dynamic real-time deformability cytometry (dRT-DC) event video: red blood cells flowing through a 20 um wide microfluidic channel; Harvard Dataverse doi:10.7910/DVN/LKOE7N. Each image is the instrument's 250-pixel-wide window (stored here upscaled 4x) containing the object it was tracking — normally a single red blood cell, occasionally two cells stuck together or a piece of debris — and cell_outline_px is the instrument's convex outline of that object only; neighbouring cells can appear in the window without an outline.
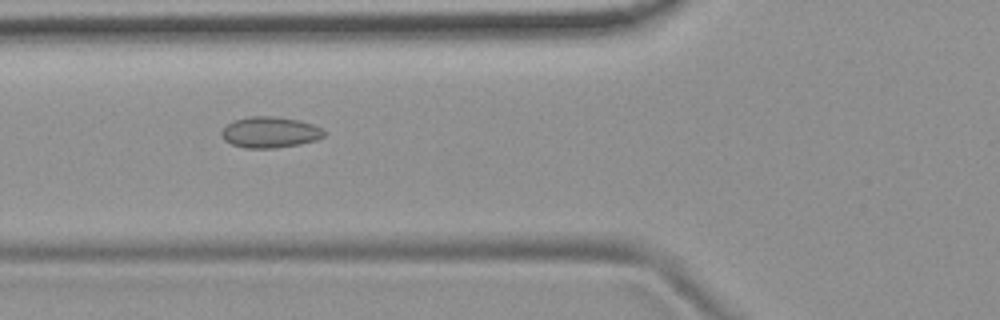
{"species": "common noctule bat (a hibernating species)", "species_latin": "Nyctalus noctula", "temperature_condition": "room temperature", "stored_images_in_passage": 39, "camera_frame_rate_fps": 3000, "um_per_image_px": 0.085, "animal": {"sex": "female", "body_mass_g": 19.9}, "frame": {"image": 1, "passage_image": 5, "time_ms": 1.333, "image_size_px": [1000, 320], "cell_outline_px": [[324, 136], [316, 140], [300, 144], [276, 148], [244, 148], [232, 144], [224, 140], [220, 132], [228, 124], [236, 120], [248, 116], [276, 116], [300, 120], [312, 124], [320, 128], [324, 132]], "centroid_in_image_um": [22.94, 11.24], "position_along_channel_um": 102.9, "area_um2": 18.5}}
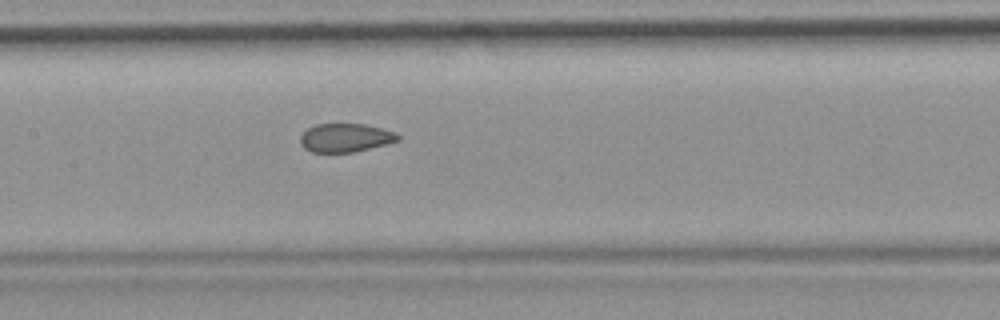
{"frame": {"image": 2, "passage_image": 11, "time_ms": 3.333, "image_size_px": [1000, 320], "cell_outline_px": [[400, 140], [388, 144], [352, 152], [312, 152], [304, 148], [300, 144], [300, 136], [308, 128], [316, 124], [364, 124], [396, 132], [400, 136]], "centroid_in_image_um": [29.37, 11.71], "position_along_channel_um": 178.0, "area_um2": 16.24}}
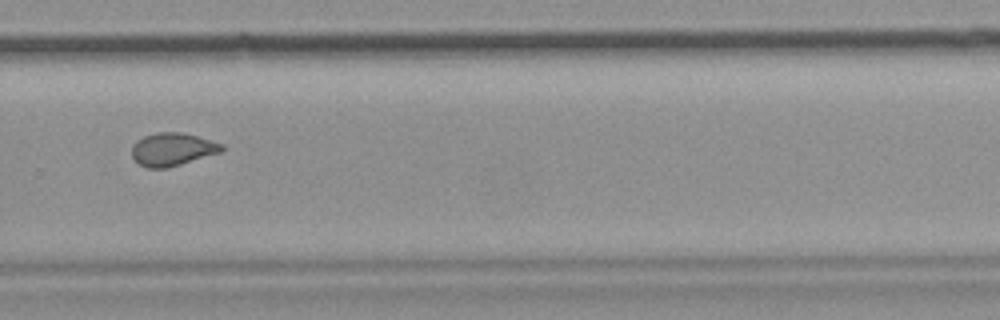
{"frame": {"image": 3, "passage_image": 22, "time_ms": 7.0, "image_size_px": [1000, 320], "cell_outline_px": [[224, 152], [168, 168], [148, 168], [140, 164], [132, 156], [132, 144], [136, 140], [144, 136], [156, 132], [180, 132], [196, 136], [224, 144]], "centroid_in_image_um": [14.68, 12.69], "position_along_channel_um": 315.1, "area_um2": 17.46}, "authors_computed_cell_mechanics": {"area_um2": 17.34, "velocity_mm_per_s": 3.7519, "shape_relaxation_time_tau1_ms": null, "shape_relaxation_time_tau2_ms": 1.4198, "deformation_change_tau1": null, "deformation_change_tau2": 0.0688}}